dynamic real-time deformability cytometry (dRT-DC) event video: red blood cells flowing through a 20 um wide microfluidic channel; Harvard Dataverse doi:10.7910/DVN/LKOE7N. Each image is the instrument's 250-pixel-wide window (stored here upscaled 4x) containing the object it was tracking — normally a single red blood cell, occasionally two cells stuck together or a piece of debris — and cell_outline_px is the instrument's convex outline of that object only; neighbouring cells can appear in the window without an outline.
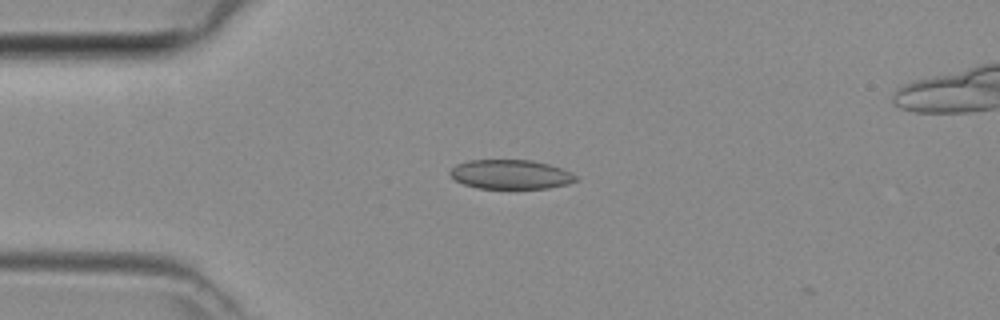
{"species": "common noctule bat (a hibernating species)", "species_latin": "Nyctalus noctula", "temperature_condition": "room temperature", "stored_images_in_passage": 5, "camera_frame_rate_fps": 3000, "um_per_image_px": 0.085, "animal": {"sex": "female", "body_mass_g": 29.2, "forearm_length_mm": 56.3}, "frame": {"image": 1, "passage_image": 2, "time_ms": 0.333, "image_size_px": [1000, 320], "cell_outline_px": [[580, 180], [568, 184], [548, 188], [476, 188], [464, 184], [448, 176], [448, 172], [456, 164], [468, 160], [532, 160], [548, 164], [560, 168], [576, 176]], "centroid_in_image_um": [43.37, 14.82], "position_along_channel_um": 41.6, "area_um2": 21.5}}